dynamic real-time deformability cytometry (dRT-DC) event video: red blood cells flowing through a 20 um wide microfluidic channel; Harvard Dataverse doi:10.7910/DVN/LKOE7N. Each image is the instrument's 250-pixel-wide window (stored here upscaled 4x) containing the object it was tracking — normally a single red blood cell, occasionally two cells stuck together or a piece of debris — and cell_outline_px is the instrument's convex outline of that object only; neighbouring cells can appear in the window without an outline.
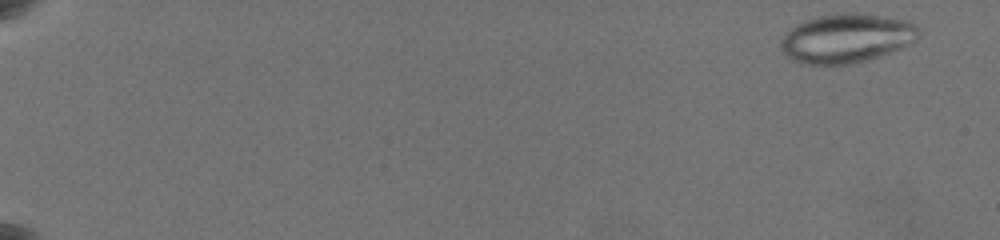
{"species": "common noctule bat (a hibernating species)", "species_latin": "Nyctalus noctula", "temperature_condition": "warm", "stored_images_in_passage": 20, "camera_frame_rate_fps": 3000, "um_per_image_px": 0.085, "animal": {"sex": "female", "body_mass_g": 19.5, "forearm_length_mm": 54.1}, "frame": {"image": 1, "passage_image": 2, "time_ms": 0.333, "image_size_px": [1000, 240], "cell_outline_px": [[920, 32], [912, 40], [900, 48], [880, 56], [868, 60], [852, 64], [828, 68], [804, 64], [788, 60], [780, 48], [780, 40], [784, 32], [796, 24], [820, 16], [848, 12], [856, 12], [904, 20], [916, 24], [920, 28]], "centroid_in_image_um": [71.85, 3.3], "position_along_channel_um": 13.1, "area_um2": 40.11}}